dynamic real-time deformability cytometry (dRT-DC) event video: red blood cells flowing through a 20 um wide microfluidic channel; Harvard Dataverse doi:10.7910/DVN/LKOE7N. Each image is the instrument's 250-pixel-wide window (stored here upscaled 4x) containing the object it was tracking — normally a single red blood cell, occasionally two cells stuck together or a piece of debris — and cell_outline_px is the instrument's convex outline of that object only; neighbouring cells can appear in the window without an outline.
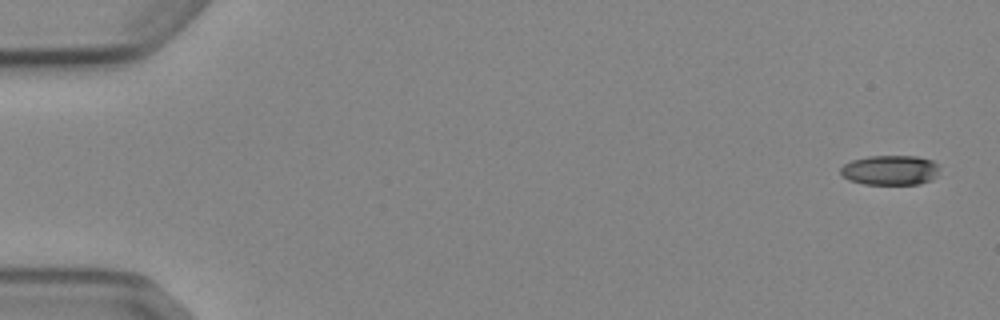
{"species": "Egyptian fruit bat (a non-hibernating species)", "species_latin": "Rousettus aegyptiacus", "temperature_condition": "cold", "stored_images_in_passage": 5, "camera_frame_rate_fps": 3000, "um_per_image_px": 0.085, "animal": {"sex": "female"}, "frame": {"image": 1, "passage_image": 1, "time_ms": 0.0, "image_size_px": [1000, 320], "cell_outline_px": [[936, 176], [932, 180], [920, 184], [864, 184], [848, 180], [840, 172], [840, 168], [844, 164], [852, 160], [868, 156], [916, 156], [932, 160], [936, 164]], "centroid_in_image_um": [75.64, 14.46], "position_along_channel_um": 9.4, "area_um2": 17.11}}
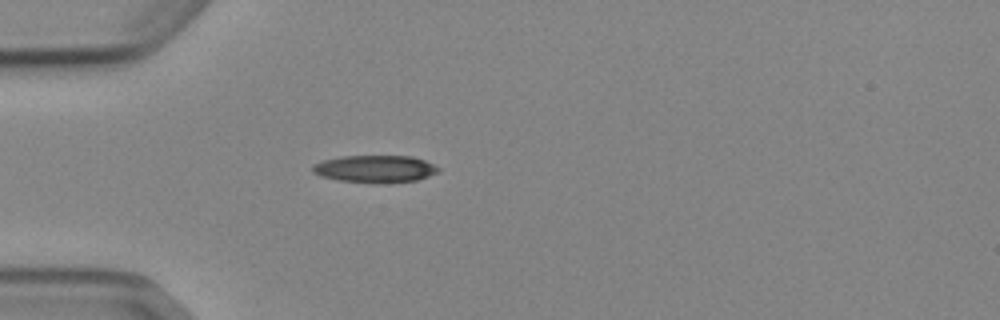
{"frame": {"image": 2, "passage_image": 5, "time_ms": 4.667, "image_size_px": [1000, 320], "cell_outline_px": [[440, 172], [416, 180], [376, 184], [372, 184], [336, 180], [320, 176], [312, 172], [312, 164], [324, 160], [340, 156], [412, 156], [424, 160], [440, 168]], "centroid_in_image_um": [31.85, 14.36], "position_along_channel_um": 53.2, "area_um2": 20.29}}